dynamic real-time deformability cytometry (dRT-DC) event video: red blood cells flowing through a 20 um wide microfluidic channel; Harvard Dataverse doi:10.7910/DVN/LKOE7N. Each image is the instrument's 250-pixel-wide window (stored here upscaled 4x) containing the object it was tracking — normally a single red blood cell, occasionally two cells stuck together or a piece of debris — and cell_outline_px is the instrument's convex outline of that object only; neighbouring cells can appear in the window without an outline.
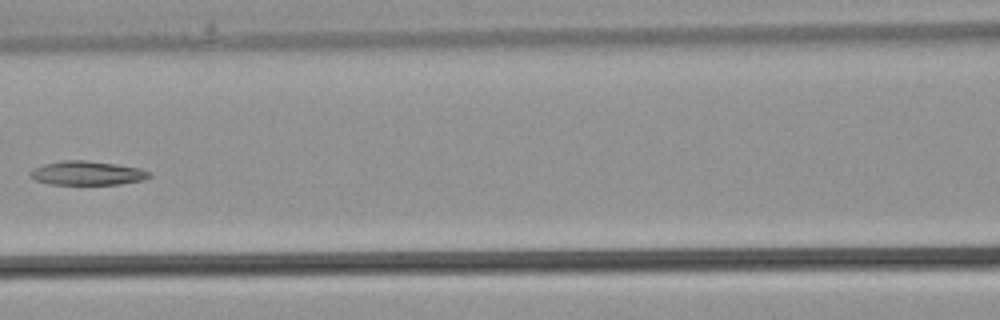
{"species": "common noctule bat (a hibernating species)", "species_latin": "Nyctalus noctula", "temperature_condition": "warm", "stored_images_in_passage": 36, "camera_frame_rate_fps": 3000, "um_per_image_px": 0.085, "animal": {"sex": "male", "body_mass_g": 21.5, "forearm_length_mm": 52.0}, "frame": {"image": 1, "passage_image": 16, "time_ms": 5.0, "image_size_px": [1000, 320], "cell_outline_px": [[152, 176], [140, 180], [120, 184], [48, 184], [36, 180], [28, 172], [32, 168], [44, 164], [64, 160], [84, 160], [116, 164], [140, 168], [152, 172]], "centroid_in_image_um": [7.41, 14.71], "position_along_channel_um": 159.2, "area_um2": 16.59}}
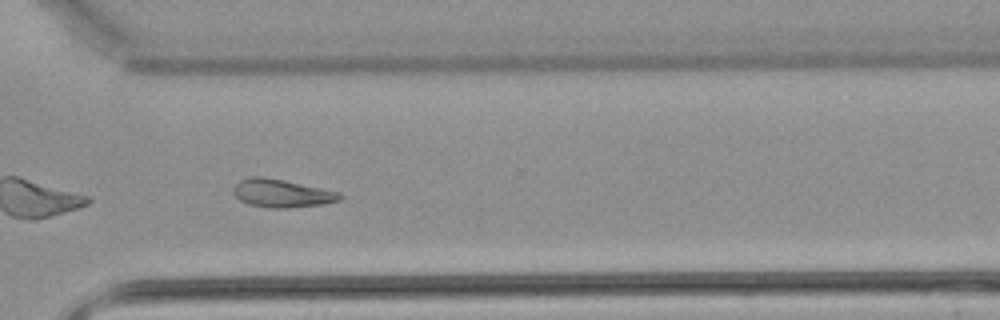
{"frame": {"image": 2, "passage_image": 26, "time_ms": 8.333, "image_size_px": [1000, 320], "cell_outline_px": [[344, 196], [340, 200], [324, 204], [284, 208], [268, 208], [248, 204], [240, 200], [232, 192], [232, 188], [240, 180], [248, 176], [260, 176], [284, 180], [340, 192]], "centroid_in_image_um": [23.93, 16.43], "position_along_channel_um": 346.7, "area_um2": 17.51}}